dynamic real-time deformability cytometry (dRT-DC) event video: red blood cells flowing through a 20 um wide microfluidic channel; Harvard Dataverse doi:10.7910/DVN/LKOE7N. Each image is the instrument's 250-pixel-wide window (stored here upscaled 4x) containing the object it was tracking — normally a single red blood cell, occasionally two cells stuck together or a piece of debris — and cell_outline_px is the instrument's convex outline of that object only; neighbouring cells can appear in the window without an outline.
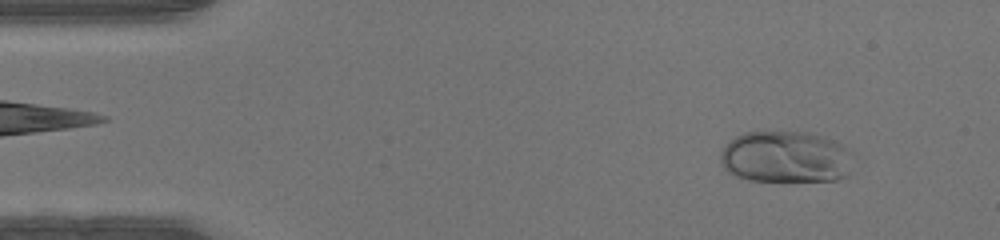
{"species": "human", "species_latin": "Homo sapiens", "temperature_condition": "warm", "stored_images_in_passage": 46, "camera_frame_rate_fps": 3000, "um_per_image_px": 0.085, "donor": {"sex": "male"}, "frame": {"image": 1, "passage_image": 4, "time_ms": 1.0, "image_size_px": [1000, 240], "cell_outline_px": [[852, 152], [848, 176], [836, 180], [748, 180], [732, 176], [720, 164], [720, 152], [728, 140], [744, 132], [808, 132], [832, 140], [840, 144]], "centroid_in_image_um": [66.73, 13.34], "position_along_channel_um": 18.3, "area_um2": 40.11}}
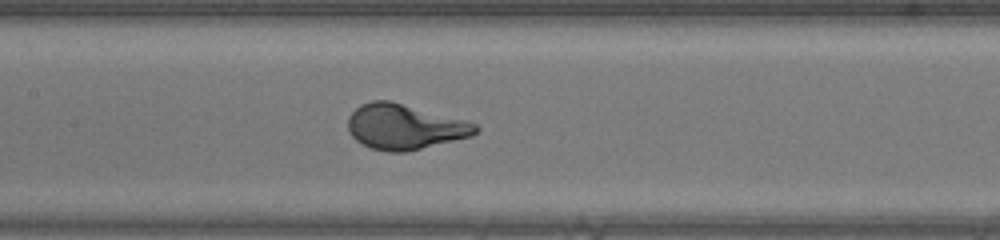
{"frame": {"image": 2, "passage_image": 21, "time_ms": 6.667, "image_size_px": [1000, 240], "cell_outline_px": [[480, 128], [472, 136], [404, 152], [388, 152], [372, 148], [360, 144], [348, 132], [348, 116], [360, 104], [372, 100], [392, 100], [464, 120], [476, 124]], "centroid_in_image_um": [34.35, 10.76], "position_along_channel_um": 173.0, "area_um2": 33.64}}
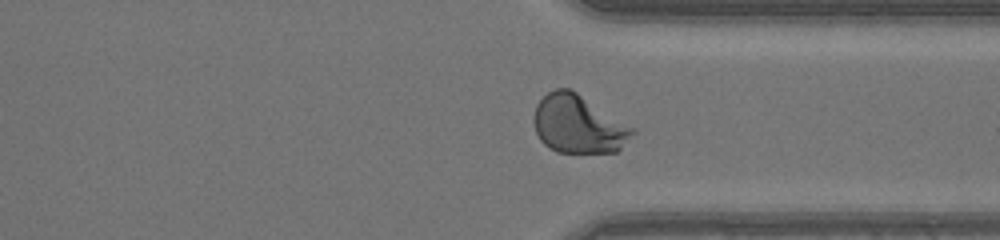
{"frame": {"image": 3, "passage_image": 34, "time_ms": 11.0, "image_size_px": [1000, 240], "cell_outline_px": [[636, 132], [616, 152], [556, 152], [548, 148], [540, 140], [536, 132], [532, 120], [536, 104], [548, 92], [556, 88], [568, 88], [576, 92], [636, 128]], "centroid_in_image_um": [49.15, 10.56], "position_along_channel_um": 362.3, "area_um2": 33.52}}